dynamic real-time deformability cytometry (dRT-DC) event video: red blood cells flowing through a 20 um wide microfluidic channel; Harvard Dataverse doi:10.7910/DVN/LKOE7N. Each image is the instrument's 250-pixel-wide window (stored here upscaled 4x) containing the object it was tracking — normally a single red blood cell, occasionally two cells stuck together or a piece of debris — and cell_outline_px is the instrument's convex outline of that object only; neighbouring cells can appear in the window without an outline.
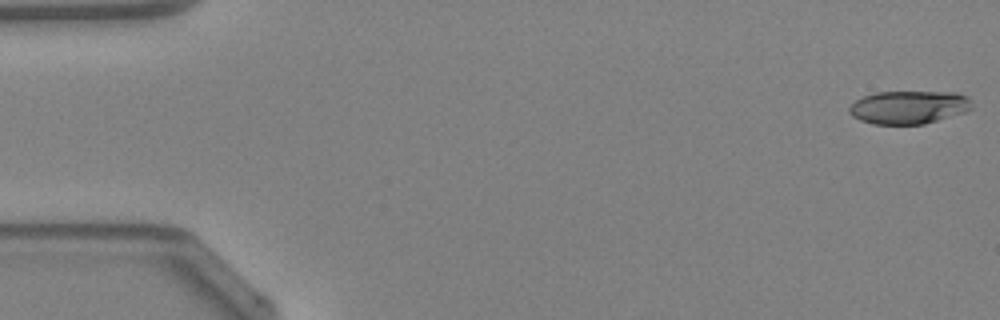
{"species": "Egyptian fruit bat (a non-hibernating species)", "species_latin": "Rousettus aegyptiacus", "temperature_condition": "warm", "stored_images_in_passage": 48, "camera_frame_rate_fps": 3000, "um_per_image_px": 0.085, "animal": {"sex": "female"}, "frame": {"image": 1, "passage_image": 1, "time_ms": 0.0, "image_size_px": [1000, 320], "cell_outline_px": [[972, 108], [964, 112], [924, 124], [872, 124], [860, 120], [852, 116], [848, 112], [848, 108], [856, 100], [864, 96], [876, 92], [956, 92], [968, 96], [972, 100]], "centroid_in_image_um": [77.25, 9.11], "position_along_channel_um": 7.7, "area_um2": 23.76}}
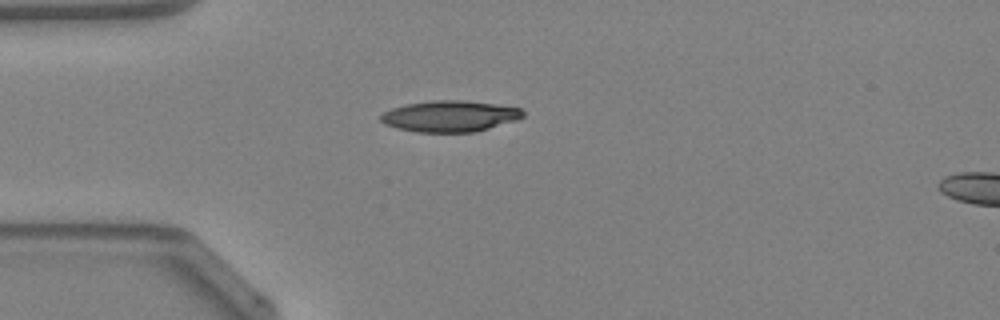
{"frame": {"image": 2, "passage_image": 13, "time_ms": 4.0, "image_size_px": [1000, 320], "cell_outline_px": [[524, 116], [516, 120], [476, 132], [416, 132], [396, 128], [384, 124], [380, 120], [380, 116], [384, 112], [392, 108], [408, 104], [432, 100], [460, 100], [496, 104], [520, 108], [524, 112]], "centroid_in_image_um": [38.23, 9.88], "position_along_channel_um": 46.8, "area_um2": 25.78}}
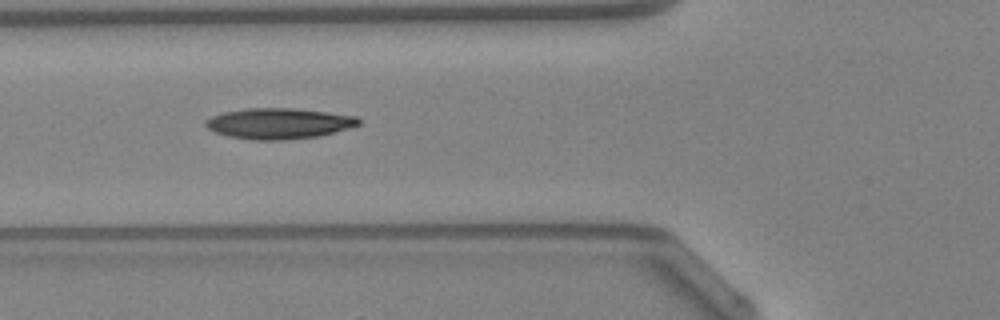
{"frame": {"image": 3, "passage_image": 18, "time_ms": 5.667, "image_size_px": [1000, 320], "cell_outline_px": [[360, 124], [348, 128], [320, 136], [288, 140], [252, 140], [228, 136], [216, 132], [208, 128], [204, 124], [212, 116], [224, 112], [248, 108], [292, 108], [356, 116], [360, 120]], "centroid_in_image_um": [23.7, 10.5], "position_along_channel_um": 102.1, "area_um2": 27.22}, "authors_computed_cell_mechanics": {"area_um2": 25.432, "velocity_mm_per_s": 4.2956, "shape_relaxation_time_tau1_ms": 6.9871, "shape_relaxation_time_tau2_ms": null, "deformation_change_tau1": 0.1762, "deformation_change_tau2": null}}